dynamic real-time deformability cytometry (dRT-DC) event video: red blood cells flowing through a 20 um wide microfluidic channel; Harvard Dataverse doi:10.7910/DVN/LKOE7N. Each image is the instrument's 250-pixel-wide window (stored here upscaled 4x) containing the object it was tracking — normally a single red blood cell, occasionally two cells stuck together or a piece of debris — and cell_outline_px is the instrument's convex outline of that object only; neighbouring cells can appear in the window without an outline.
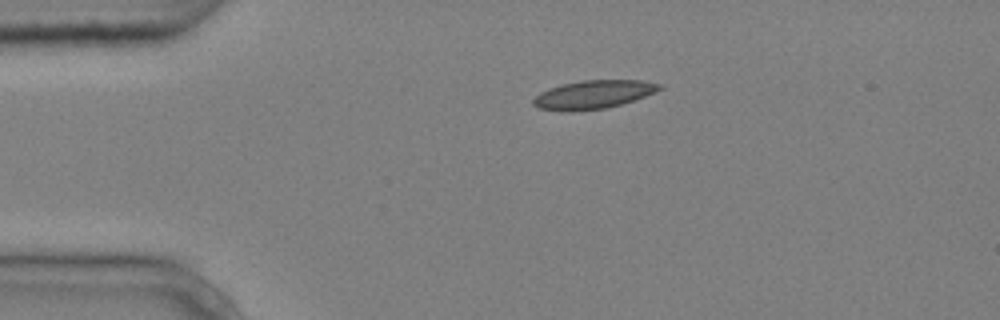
{"species": "common noctule bat (a hibernating species)", "species_latin": "Nyctalus noctula", "temperature_condition": "cold", "stored_images_in_passage": 2, "camera_frame_rate_fps": 3000, "um_per_image_px": 0.085, "animal": {"sex": "male", "body_mass_g": 20.4}, "frame": {"image": 1, "passage_image": 1, "time_ms": 0.0, "image_size_px": [1000, 320], "cell_outline_px": [[664, 88], [644, 96], [620, 104], [604, 108], [572, 112], [568, 112], [540, 108], [532, 104], [532, 100], [540, 92], [564, 84], [580, 80], [640, 80], [660, 84]], "centroid_in_image_um": [50.42, 8.04], "position_along_channel_um": 34.6, "area_um2": 20.63}}